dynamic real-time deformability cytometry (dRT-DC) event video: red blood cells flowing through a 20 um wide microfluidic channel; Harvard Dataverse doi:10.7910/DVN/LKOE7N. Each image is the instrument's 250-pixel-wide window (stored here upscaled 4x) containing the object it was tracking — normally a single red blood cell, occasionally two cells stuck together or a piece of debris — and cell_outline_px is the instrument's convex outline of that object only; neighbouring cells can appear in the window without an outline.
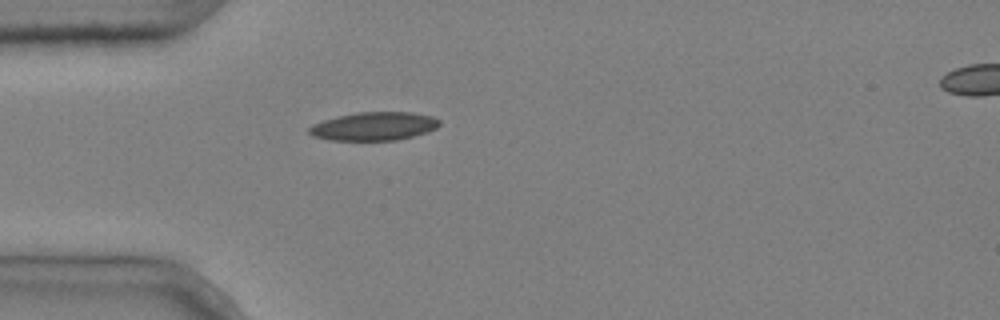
{"species": "common noctule bat (a hibernating species)", "species_latin": "Nyctalus noctula", "temperature_condition": "cold", "stored_images_in_passage": 1, "camera_frame_rate_fps": 3000, "um_per_image_px": 0.085, "animal": {"sex": "male", "body_mass_g": 20.4}, "frame": {"image": 1, "passage_image": 1, "time_ms": 0.0, "image_size_px": [1000, 320], "cell_outline_px": [[440, 124], [436, 128], [428, 132], [396, 140], [332, 140], [312, 136], [308, 132], [308, 128], [312, 124], [324, 120], [356, 112], [412, 112], [432, 116], [440, 120]], "centroid_in_image_um": [31.8, 10.73], "position_along_channel_um": 53.2, "area_um2": 21.5}}